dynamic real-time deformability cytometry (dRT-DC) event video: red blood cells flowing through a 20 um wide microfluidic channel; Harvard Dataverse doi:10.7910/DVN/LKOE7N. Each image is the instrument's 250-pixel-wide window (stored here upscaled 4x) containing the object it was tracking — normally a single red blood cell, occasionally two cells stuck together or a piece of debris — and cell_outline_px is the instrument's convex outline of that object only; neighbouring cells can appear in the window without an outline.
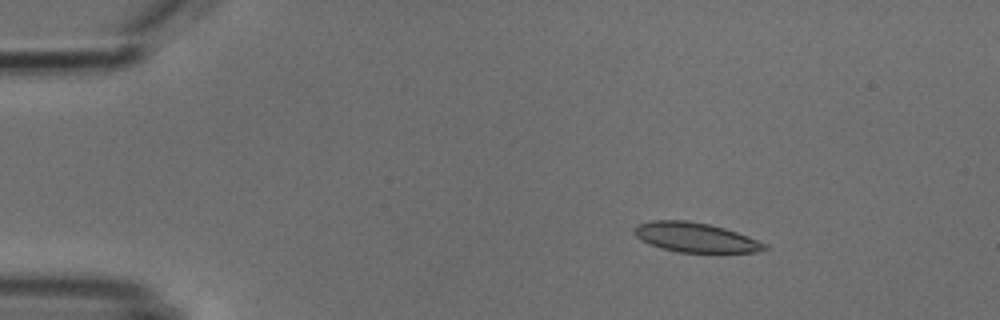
{"species": "common noctule bat (a hibernating species)", "species_latin": "Nyctalus noctula", "temperature_condition": "cold", "stored_images_in_passage": 5, "camera_frame_rate_fps": 3000, "um_per_image_px": 0.085, "animal": {"sex": "male", "body_mass_g": 18.8}, "frame": {"image": 1, "passage_image": 3, "time_ms": 2.0, "image_size_px": [1000, 320], "cell_outline_px": [[768, 248], [756, 252], [676, 252], [660, 248], [648, 244], [636, 236], [632, 228], [636, 224], [652, 220], [688, 220], [708, 224], [724, 228], [748, 236], [768, 244]], "centroid_in_image_um": [59.07, 20.17], "position_along_channel_um": 25.9, "area_um2": 22.54}}
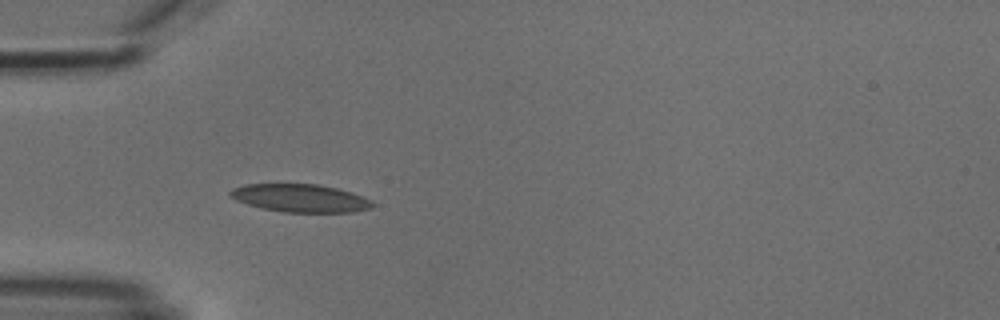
{"frame": {"image": 2, "passage_image": 5, "time_ms": 4.667, "image_size_px": [1000, 320], "cell_outline_px": [[376, 204], [372, 208], [352, 212], [284, 212], [264, 208], [248, 204], [236, 200], [228, 196], [228, 192], [232, 188], [244, 184], [316, 184], [336, 188], [352, 192], [372, 200]], "centroid_in_image_um": [25.53, 16.83], "position_along_channel_um": 59.5, "area_um2": 23.24}}